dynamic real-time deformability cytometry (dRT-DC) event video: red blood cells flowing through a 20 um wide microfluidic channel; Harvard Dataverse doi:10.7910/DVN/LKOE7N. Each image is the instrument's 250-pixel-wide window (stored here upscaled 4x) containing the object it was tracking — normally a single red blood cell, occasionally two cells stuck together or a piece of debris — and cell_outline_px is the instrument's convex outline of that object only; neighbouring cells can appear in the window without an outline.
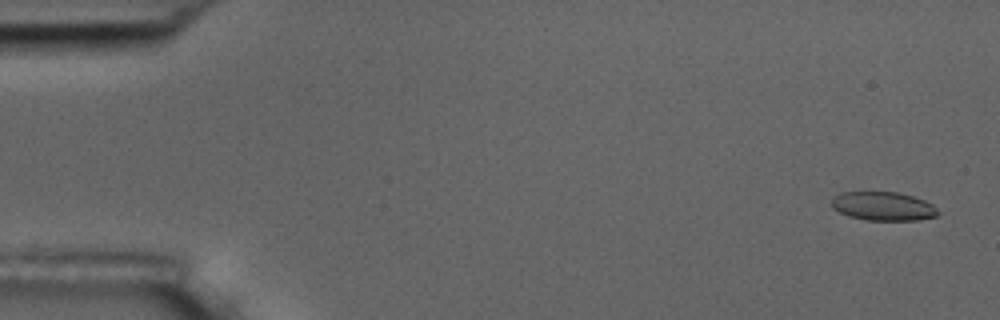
{"species": "common noctule bat (a hibernating species)", "species_latin": "Nyctalus noctula", "temperature_condition": "room temperature", "stored_images_in_passage": 6, "camera_frame_rate_fps": 3000, "um_per_image_px": 0.085, "animal": {"sex": "male", "body_mass_g": 17.5, "forearm_length_mm": 52.3}, "frame": {"image": 1, "passage_image": 1, "time_ms": 0.0, "image_size_px": [1000, 320], "cell_outline_px": [[940, 212], [936, 216], [920, 220], [864, 220], [848, 216], [832, 208], [832, 196], [840, 192], [896, 192], [912, 196], [924, 200], [932, 204]], "centroid_in_image_um": [75.05, 17.53], "position_along_channel_um": 10.0, "area_um2": 17.92}}
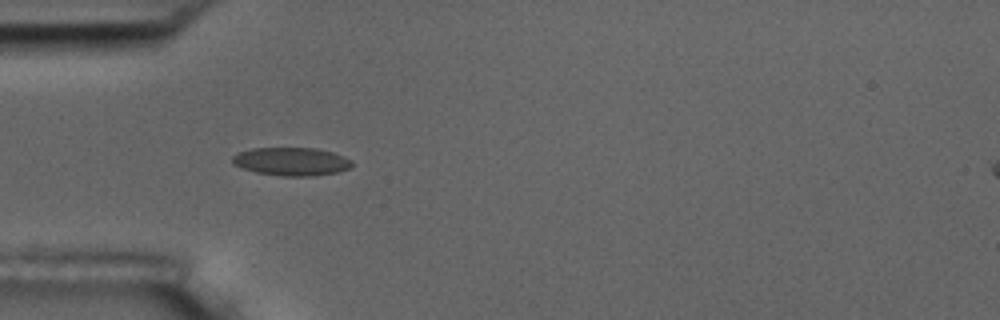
{"frame": {"image": 2, "passage_image": 5, "time_ms": 5.0, "image_size_px": [1000, 320], "cell_outline_px": [[352, 168], [336, 172], [312, 176], [284, 176], [256, 172], [232, 164], [232, 156], [240, 152], [252, 148], [316, 148], [332, 152], [344, 156], [352, 160]], "centroid_in_image_um": [24.79, 13.72], "position_along_channel_um": 60.2, "area_um2": 19.59}}